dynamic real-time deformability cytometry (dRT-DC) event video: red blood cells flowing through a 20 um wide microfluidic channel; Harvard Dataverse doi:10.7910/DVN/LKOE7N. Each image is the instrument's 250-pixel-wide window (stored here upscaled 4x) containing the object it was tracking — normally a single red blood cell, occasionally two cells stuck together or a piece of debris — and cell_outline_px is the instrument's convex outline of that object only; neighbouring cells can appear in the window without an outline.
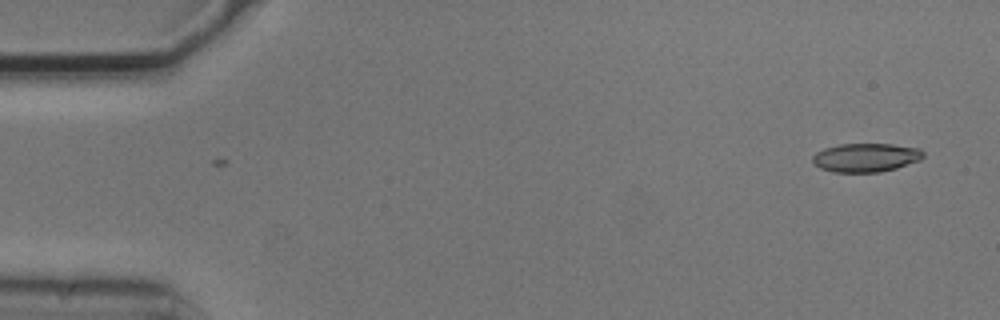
{"species": "common noctule bat (a hibernating species)", "species_latin": "Nyctalus noctula", "temperature_condition": "cold", "stored_images_in_passage": 6, "camera_frame_rate_fps": 3000, "um_per_image_px": 0.085, "animal": {"sex": "male", "body_mass_g": 20.5, "forearm_length_mm": 52.5}, "frame": {"image": 1, "passage_image": 1, "time_ms": 0.0, "image_size_px": [1000, 320], "cell_outline_px": [[924, 156], [920, 160], [896, 168], [880, 172], [832, 172], [820, 168], [812, 164], [812, 156], [816, 152], [824, 148], [840, 144], [892, 144], [920, 148], [924, 152]], "centroid_in_image_um": [73.58, 13.39], "position_along_channel_um": 11.4, "area_um2": 18.67}}
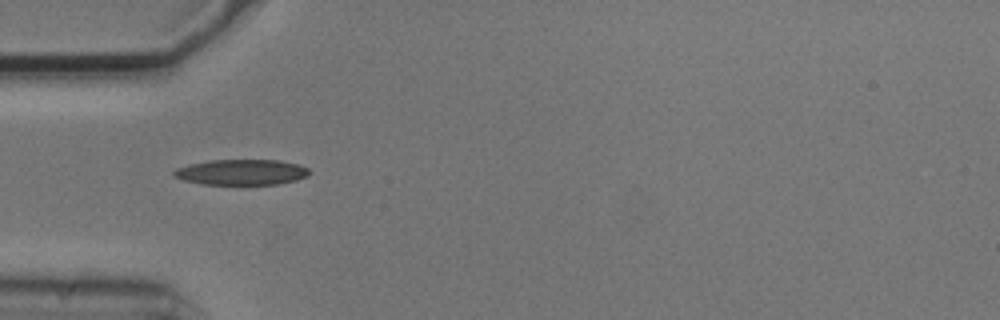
{"frame": {"image": 2, "passage_image": 5, "time_ms": 1.333, "image_size_px": [1000, 320], "cell_outline_px": [[312, 172], [308, 176], [296, 180], [276, 184], [204, 184], [184, 180], [172, 176], [172, 172], [176, 168], [188, 164], [208, 160], [280, 160], [300, 164], [308, 168]], "centroid_in_image_um": [20.54, 14.62], "position_along_channel_um": 64.5, "area_um2": 20.35}}
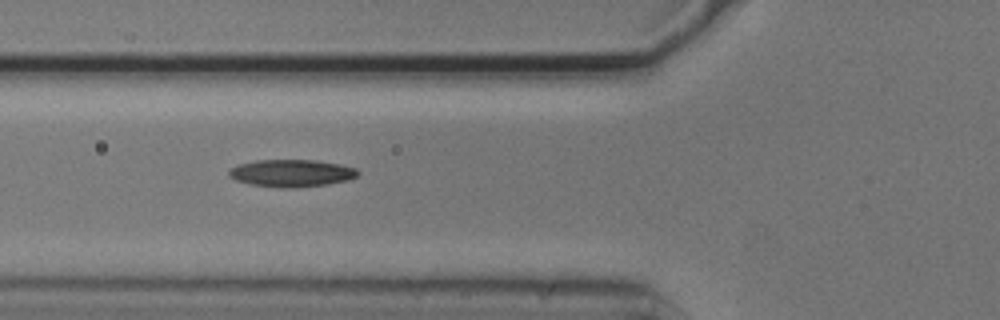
{"frame": {"image": 3, "passage_image": 6, "time_ms": 1.667, "image_size_px": [1000, 320], "cell_outline_px": [[360, 172], [356, 176], [348, 180], [328, 184], [296, 188], [276, 188], [252, 184], [236, 180], [228, 176], [228, 172], [236, 164], [256, 160], [316, 160], [340, 164], [356, 168]], "centroid_in_image_um": [24.77, 14.72], "position_along_channel_um": 101.0, "area_um2": 20.69}}